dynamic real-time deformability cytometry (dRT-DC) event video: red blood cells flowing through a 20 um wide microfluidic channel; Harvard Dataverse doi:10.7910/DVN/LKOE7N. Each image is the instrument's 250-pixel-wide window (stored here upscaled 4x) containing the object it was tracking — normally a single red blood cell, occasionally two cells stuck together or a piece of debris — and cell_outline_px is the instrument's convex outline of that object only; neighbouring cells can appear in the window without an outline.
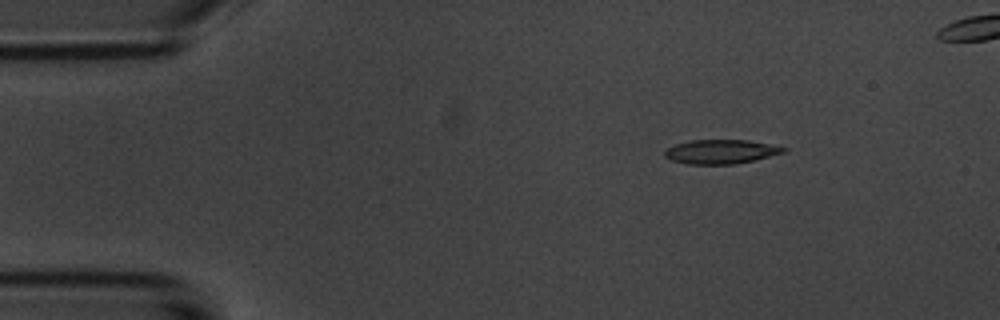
{"species": "common noctule bat (a hibernating species)", "species_latin": "Nyctalus noctula", "temperature_condition": "room temperature", "stored_images_in_passage": 5, "camera_frame_rate_fps": 3000, "um_per_image_px": 0.085, "animal": {"sex": "male", "body_mass_g": 20.1, "forearm_length_mm": 53.5}, "frame": {"image": 1, "passage_image": 1, "time_ms": 0.0, "image_size_px": [1000, 320], "cell_outline_px": [[788, 148], [784, 152], [756, 160], [736, 164], [688, 164], [672, 160], [664, 156], [664, 152], [668, 148], [676, 144], [692, 140], [748, 140]], "centroid_in_image_um": [61.28, 12.9], "position_along_channel_um": 23.7, "area_um2": 16.59}}
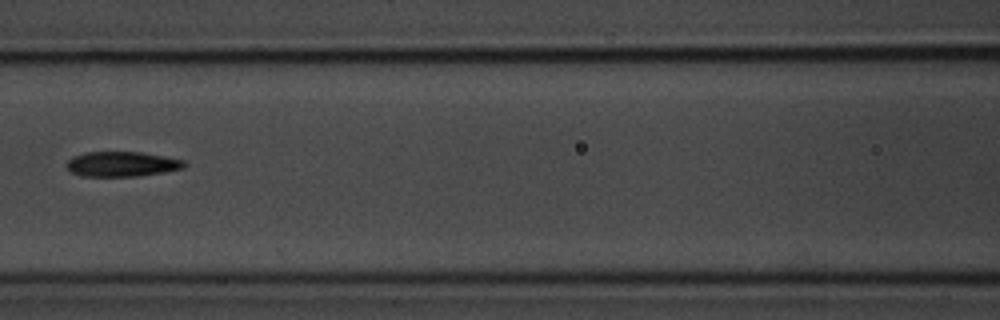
{"frame": {"image": 2, "passage_image": 5, "time_ms": 5.333, "image_size_px": [1000, 320], "cell_outline_px": [[188, 164], [184, 168], [164, 172], [136, 176], [80, 176], [72, 172], [68, 168], [68, 160], [72, 156], [84, 152], [140, 152], [164, 156], [184, 160]], "centroid_in_image_um": [10.38, 13.94], "position_along_channel_um": 156.2, "area_um2": 17.11}}